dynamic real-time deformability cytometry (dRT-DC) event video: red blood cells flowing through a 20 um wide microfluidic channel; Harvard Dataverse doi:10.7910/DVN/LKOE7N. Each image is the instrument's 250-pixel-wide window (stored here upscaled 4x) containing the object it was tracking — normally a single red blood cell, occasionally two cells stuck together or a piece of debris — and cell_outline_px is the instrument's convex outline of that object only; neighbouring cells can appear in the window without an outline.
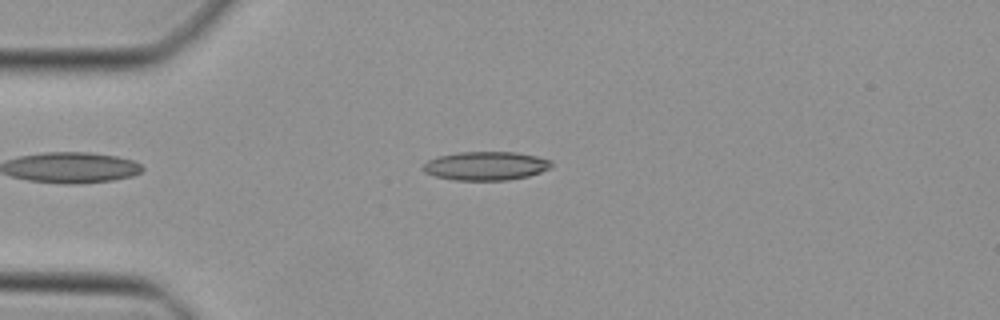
{"species": "Egyptian fruit bat (a non-hibernating species)", "species_latin": "Rousettus aegyptiacus", "temperature_condition": "cold", "stored_images_in_passage": 36, "camera_frame_rate_fps": 3000, "um_per_image_px": 0.085, "animal": {"sex": "female"}, "frame": {"image": 1, "passage_image": 1, "time_ms": 0.0, "image_size_px": [1000, 320], "cell_outline_px": [[552, 164], [548, 168], [540, 172], [528, 176], [508, 180], [456, 180], [436, 176], [424, 172], [424, 164], [428, 160], [440, 156], [460, 152], [516, 152], [536, 156], [552, 160]], "centroid_in_image_um": [41.32, 14.1], "position_along_channel_um": 43.7, "area_um2": 21.21}}
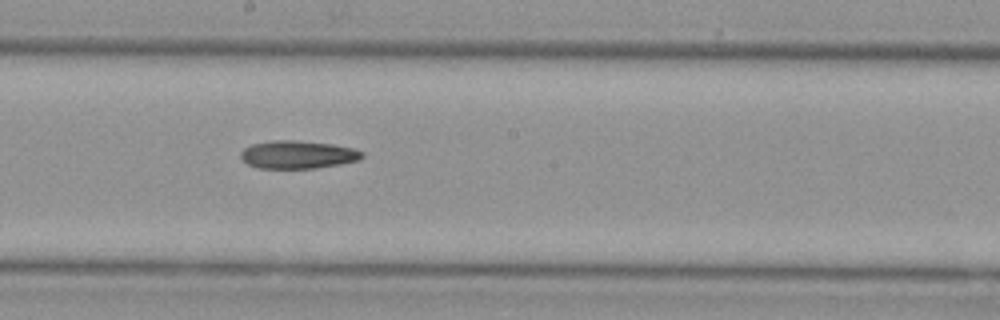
{"frame": {"image": 2, "passage_image": 15, "time_ms": 4.667, "image_size_px": [1000, 320], "cell_outline_px": [[364, 156], [360, 160], [340, 164], [316, 168], [256, 168], [248, 164], [240, 156], [240, 152], [244, 148], [252, 144], [272, 140], [292, 140], [332, 144], [352, 148], [364, 152]], "centroid_in_image_um": [25.31, 13.14], "position_along_channel_um": 222.9, "area_um2": 19.77}}
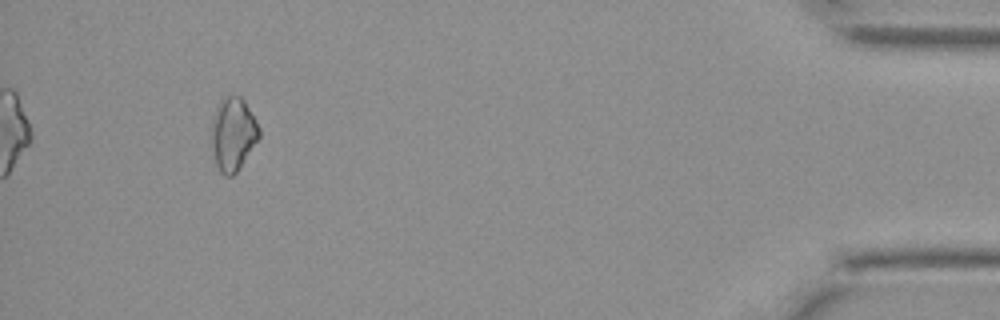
{"frame": {"image": 3, "passage_image": 33, "time_ms": 10.667, "image_size_px": [1000, 320], "cell_outline_px": [[260, 136], [236, 172], [232, 176], [224, 176], [220, 172], [216, 164], [212, 148], [212, 120], [216, 108], [220, 100], [224, 96], [240, 96], [244, 100], [260, 128]], "centroid_in_image_um": [19.8, 11.38], "position_along_channel_um": 415.4, "area_um2": 20.06}}